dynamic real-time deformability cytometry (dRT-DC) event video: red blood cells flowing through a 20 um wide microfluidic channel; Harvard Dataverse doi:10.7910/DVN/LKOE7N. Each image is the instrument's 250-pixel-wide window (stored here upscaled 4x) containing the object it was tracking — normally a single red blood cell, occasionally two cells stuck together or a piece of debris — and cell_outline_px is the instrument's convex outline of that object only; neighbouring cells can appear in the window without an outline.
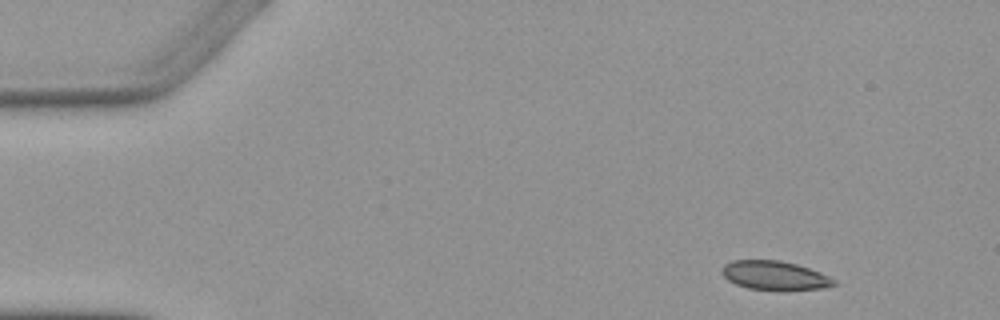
{"species": "Egyptian fruit bat (a non-hibernating species)", "species_latin": "Rousettus aegyptiacus", "temperature_condition": "warm", "stored_images_in_passage": 3, "camera_frame_rate_fps": 3000, "um_per_image_px": 0.085, "animal": {"sex": "female"}, "frame": {"image": 1, "passage_image": 1, "time_ms": 0.0, "image_size_px": [1000, 320], "cell_outline_px": [[836, 284], [824, 288], [748, 288], [736, 284], [728, 280], [720, 272], [724, 264], [732, 260], [780, 260], [796, 264], [820, 272], [836, 280]], "centroid_in_image_um": [65.8, 23.37], "position_along_channel_um": 19.2, "area_um2": 18.26}}